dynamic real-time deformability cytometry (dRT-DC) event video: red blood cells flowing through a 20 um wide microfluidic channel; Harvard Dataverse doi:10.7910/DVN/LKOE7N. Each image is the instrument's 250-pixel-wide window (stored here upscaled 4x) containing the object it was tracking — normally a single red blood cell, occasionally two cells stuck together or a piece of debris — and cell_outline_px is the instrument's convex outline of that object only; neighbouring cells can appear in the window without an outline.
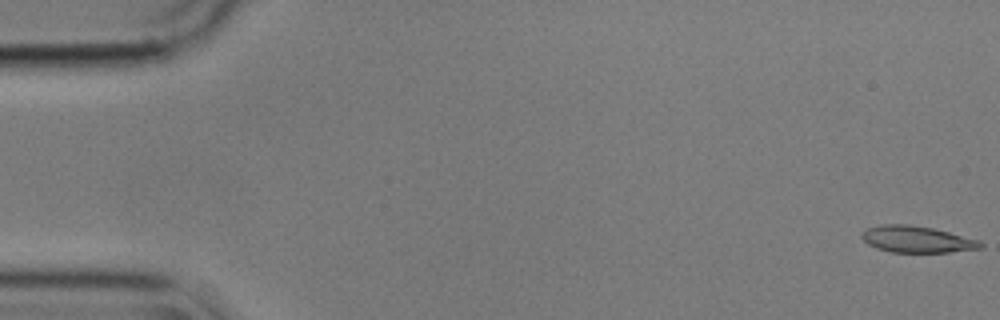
{"species": "common noctule bat (a hibernating species)", "species_latin": "Nyctalus noctula", "temperature_condition": "cold", "stored_images_in_passage": 56, "camera_frame_rate_fps": 3000, "um_per_image_px": 0.085, "animal": {"sex": "male", "body_mass_g": 17.9}, "frame": {"image": 1, "passage_image": 1, "time_ms": 0.0, "image_size_px": [1000, 320], "cell_outline_px": [[984, 248], [948, 252], [892, 252], [876, 248], [868, 244], [860, 236], [868, 228], [880, 224], [908, 224], [932, 228], [980, 240], [984, 244]], "centroid_in_image_um": [77.96, 20.34], "position_along_channel_um": 7.0, "area_um2": 18.32}}
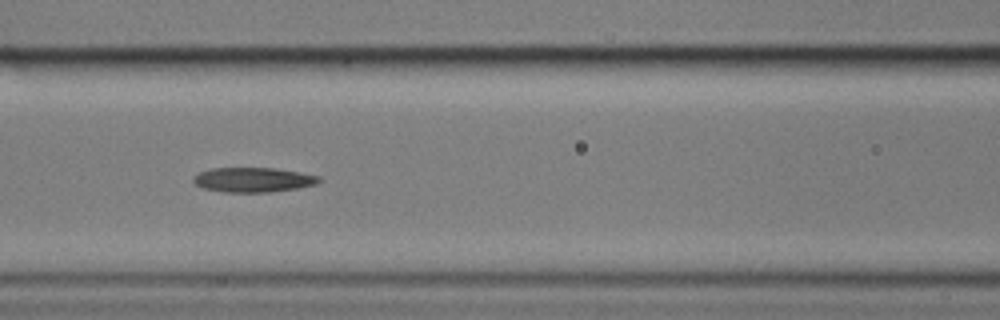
{"frame": {"image": 2, "passage_image": 24, "time_ms": 7.667, "image_size_px": [1000, 320], "cell_outline_px": [[324, 180], [316, 184], [296, 188], [268, 192], [224, 192], [204, 188], [196, 184], [192, 180], [200, 172], [212, 168], [272, 168], [300, 172], [320, 176]], "centroid_in_image_um": [21.56, 15.28], "position_along_channel_um": 145.0, "area_um2": 17.92}}
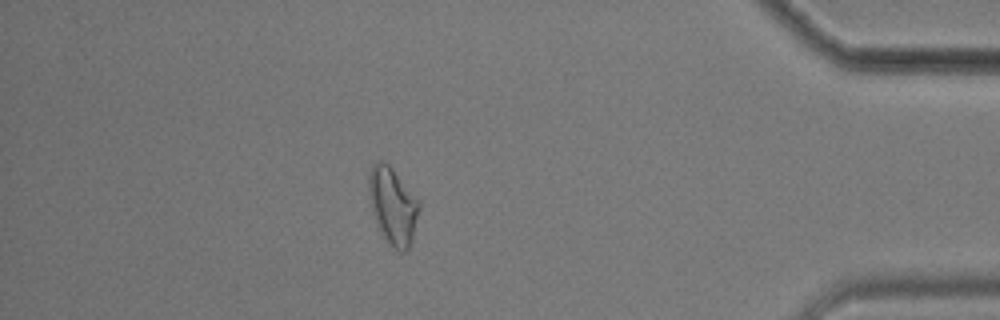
{"frame": {"image": 3, "passage_image": 49, "time_ms": 16.0, "image_size_px": [1000, 320], "cell_outline_px": [[420, 208], [412, 240], [408, 248], [404, 252], [400, 252], [388, 244], [380, 232], [376, 224], [372, 212], [368, 196], [368, 176], [372, 164], [376, 160], [384, 160], [392, 168], [420, 200]], "centroid_in_image_um": [33.37, 17.48], "position_along_channel_um": 401.8, "area_um2": 23.0}, "authors_computed_cell_mechanics": {"area_um2": 18.785, "velocity_mm_per_s": 3.5826, "shape_relaxation_time_tau1_ms": null, "shape_relaxation_time_tau2_ms": 10.6129, "deformation_change_tau1": null, "deformation_change_tau2": 0.2377}}